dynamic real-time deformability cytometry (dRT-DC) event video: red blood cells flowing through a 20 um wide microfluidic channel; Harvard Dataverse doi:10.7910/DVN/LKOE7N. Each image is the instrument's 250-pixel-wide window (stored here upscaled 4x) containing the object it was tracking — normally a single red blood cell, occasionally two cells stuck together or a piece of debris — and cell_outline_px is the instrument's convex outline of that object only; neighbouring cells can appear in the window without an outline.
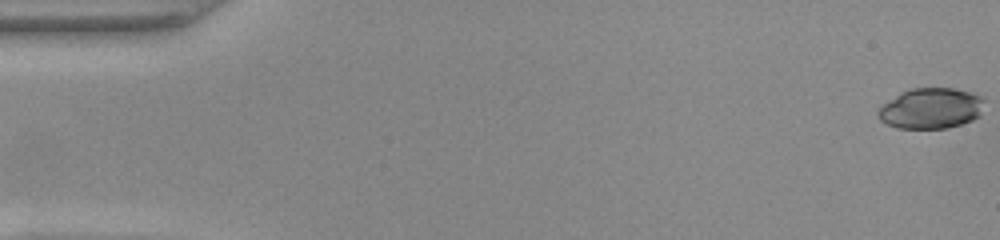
{"species": "common noctule bat (a hibernating species)", "species_latin": "Nyctalus noctula", "temperature_condition": "warm", "stored_images_in_passage": 50, "camera_frame_rate_fps": 3000, "um_per_image_px": 0.085, "animal": {"sex": "female", "body_mass_g": 22.0, "forearm_length_mm": 56.7}, "frame": {"image": 1, "passage_image": 1, "time_ms": 0.0, "image_size_px": [1000, 240], "cell_outline_px": [[984, 100], [980, 116], [972, 120], [948, 128], [896, 128], [880, 120], [880, 108], [884, 104], [900, 92], [912, 88], [952, 88], [968, 92]], "centroid_in_image_um": [79.13, 9.22], "position_along_channel_um": 5.9, "area_um2": 24.74}}
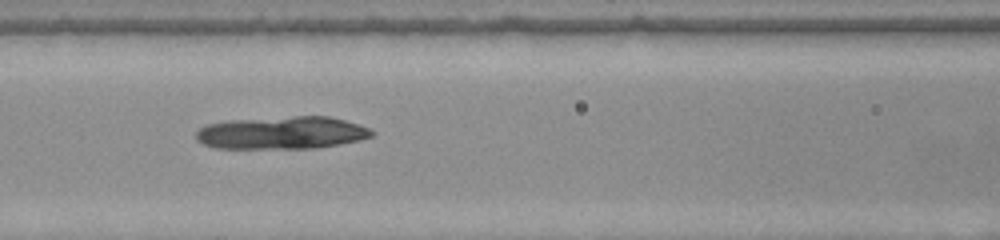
{"frame": {"image": 2, "passage_image": 22, "time_ms": 7.0, "image_size_px": [1000, 240], "cell_outline_px": [[372, 136], [360, 140], [340, 144], [316, 148], [216, 148], [204, 144], [196, 140], [196, 132], [200, 128], [208, 124], [228, 120], [292, 116], [328, 116], [344, 120], [368, 128], [372, 132]], "centroid_in_image_um": [23.93, 11.28], "position_along_channel_um": 142.7, "area_um2": 33.29}}
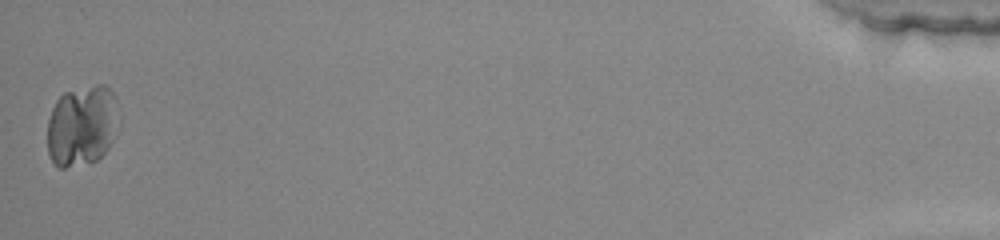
{"frame": {"image": 3, "passage_image": 50, "time_ms": 16.333, "image_size_px": [1000, 240], "cell_outline_px": [[120, 128], [116, 136], [108, 148], [96, 160], [64, 168], [60, 168], [52, 160], [48, 152], [48, 120], [52, 108], [56, 100], [64, 92], [96, 84], [104, 84], [112, 92], [116, 100], [120, 116]], "centroid_in_image_um": [7.01, 10.65], "position_along_channel_um": 428.2, "area_um2": 34.1}}